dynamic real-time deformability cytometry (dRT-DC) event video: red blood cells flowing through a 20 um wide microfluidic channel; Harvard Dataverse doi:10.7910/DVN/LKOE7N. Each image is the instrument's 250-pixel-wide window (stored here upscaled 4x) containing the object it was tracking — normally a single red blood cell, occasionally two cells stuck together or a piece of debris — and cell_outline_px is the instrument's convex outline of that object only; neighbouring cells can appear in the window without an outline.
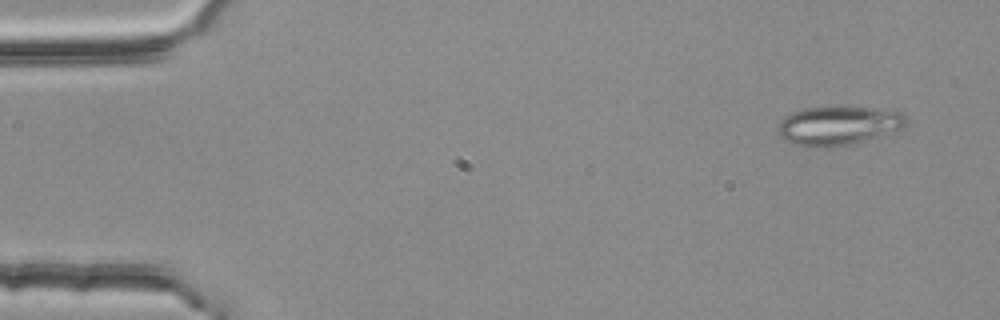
{"species": "common noctule bat (a hibernating species)", "species_latin": "Nyctalus noctula", "temperature_condition": "room temperature", "stored_images_in_passage": 52, "segment_of_instrument_passage": [1, 2], "camera_frame_rate_fps": 3000, "um_per_image_px": 0.085, "animal": {"sex": "female", "body_mass_g": 25.1}, "frame": {"image": 1, "passage_image": 2, "time_ms": 0.333, "image_size_px": [1000, 320], "cell_outline_px": [[908, 120], [904, 128], [884, 136], [852, 144], [828, 148], [804, 148], [792, 144], [784, 140], [776, 132], [776, 128], [780, 120], [792, 112], [804, 108], [836, 104], [904, 112]], "centroid_in_image_um": [71.24, 10.67], "position_along_channel_um": 13.8, "area_um2": 30.63}}